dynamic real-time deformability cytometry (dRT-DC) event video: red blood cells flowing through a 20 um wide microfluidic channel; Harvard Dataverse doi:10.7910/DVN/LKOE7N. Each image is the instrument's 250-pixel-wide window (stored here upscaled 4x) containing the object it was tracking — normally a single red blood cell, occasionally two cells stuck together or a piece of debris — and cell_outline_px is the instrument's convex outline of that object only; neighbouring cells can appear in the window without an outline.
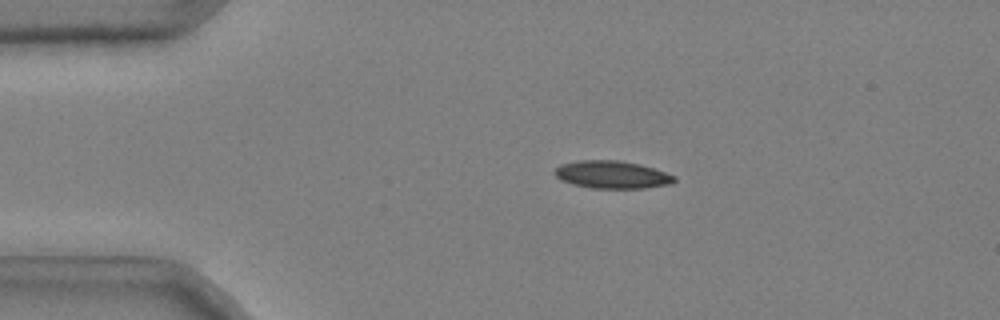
{"species": "common noctule bat (a hibernating species)", "species_latin": "Nyctalus noctula", "temperature_condition": "cold", "stored_images_in_passage": 42, "camera_frame_rate_fps": 3000, "um_per_image_px": 0.085, "animal": {"sex": "male", "body_mass_g": 20.4}, "frame": {"image": 1, "passage_image": 1, "time_ms": 0.0, "image_size_px": [1000, 320], "cell_outline_px": [[676, 180], [668, 184], [644, 188], [592, 188], [572, 184], [560, 180], [552, 172], [560, 164], [576, 160], [620, 160], [640, 164], [676, 176]], "centroid_in_image_um": [51.96, 14.83], "position_along_channel_um": 33.0, "area_um2": 19.31}}
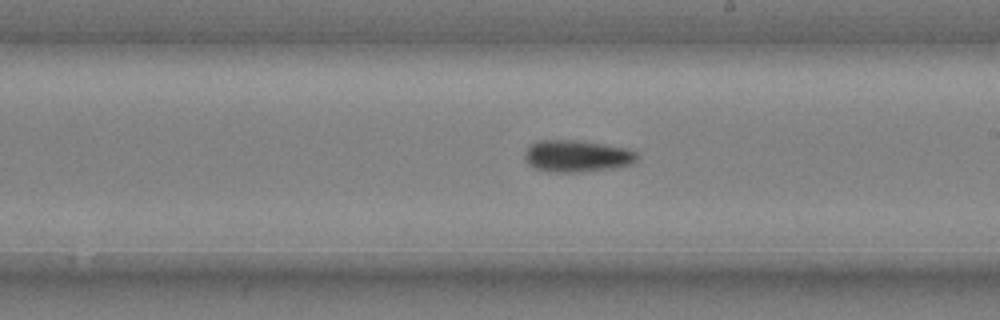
{"frame": {"image": 2, "passage_image": 21, "time_ms": 6.667, "image_size_px": [1000, 320], "cell_outline_px": [[636, 160], [632, 164], [612, 168], [580, 172], [556, 172], [536, 168], [528, 164], [524, 156], [524, 152], [536, 140], [576, 140], [604, 144], [628, 148], [636, 152]], "centroid_in_image_um": [49.04, 13.25], "position_along_channel_um": 240.0, "area_um2": 20.75}}
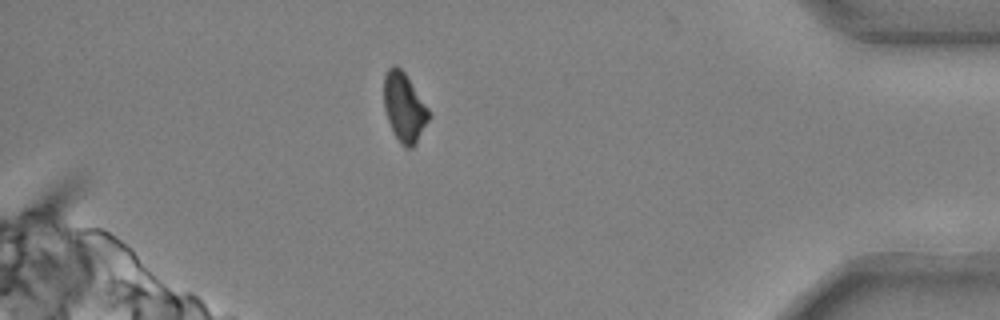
{"frame": {"image": 3, "passage_image": 37, "time_ms": 12.0, "image_size_px": [1000, 320], "cell_outline_px": [[432, 116], [416, 144], [412, 148], [404, 148], [400, 144], [388, 120], [384, 108], [384, 76], [388, 68], [392, 64], [396, 64], [404, 72], [428, 108]], "centroid_in_image_um": [34.37, 9.14], "position_along_channel_um": 400.8, "area_um2": 18.15}, "authors_computed_cell_mechanics": {"area_um2": 19.4786, "velocity_mm_per_s": 3.7182, "shape_relaxation_time_tau1_ms": 2.9602, "shape_relaxation_time_tau2_ms": null, "deformation_change_tau1": 0.1291, "deformation_change_tau2": null}}